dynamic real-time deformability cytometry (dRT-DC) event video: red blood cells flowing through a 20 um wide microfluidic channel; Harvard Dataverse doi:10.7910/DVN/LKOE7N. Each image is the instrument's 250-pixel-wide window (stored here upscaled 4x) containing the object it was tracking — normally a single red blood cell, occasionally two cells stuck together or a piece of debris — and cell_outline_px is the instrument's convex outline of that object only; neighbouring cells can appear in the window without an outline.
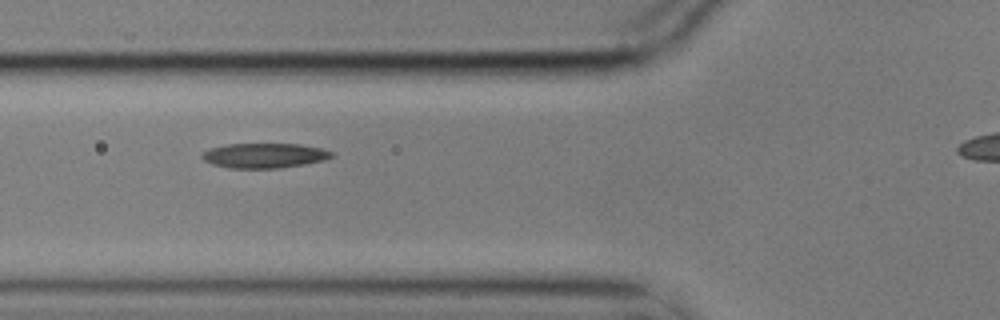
{"species": "common noctule bat (a hibernating species)", "species_latin": "Nyctalus noctula", "temperature_condition": "cold", "stored_images_in_passage": 7, "segment_of_instrument_passage": [1, 2], "camera_frame_rate_fps": 3000, "um_per_image_px": 0.085, "animal": {"sex": "male", "body_mass_g": 17.9}, "frame": {"image": 1, "passage_image": 5, "time_ms": 1.333, "image_size_px": [1000, 320], "cell_outline_px": [[332, 156], [324, 160], [304, 164], [280, 168], [228, 168], [212, 164], [204, 160], [200, 156], [204, 152], [212, 148], [228, 144], [300, 144], [320, 148], [332, 152]], "centroid_in_image_um": [22.45, 13.22], "position_along_channel_um": 103.3, "area_um2": 18.55}}
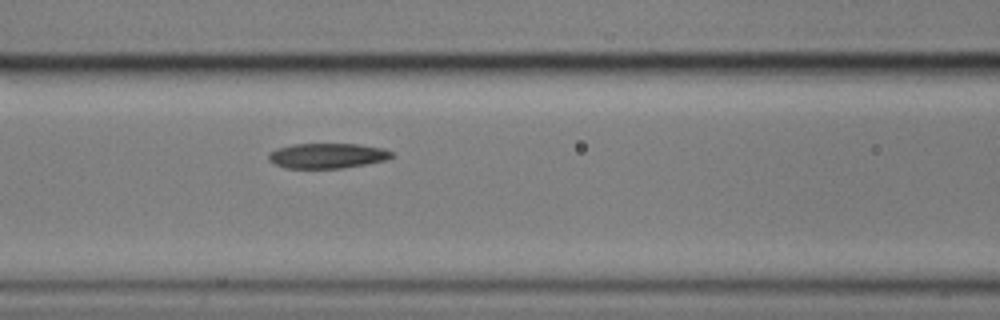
{"frame": {"image": 2, "passage_image": 6, "time_ms": 1.667, "image_size_px": [1000, 320], "cell_outline_px": [[392, 156], [384, 160], [364, 164], [340, 168], [284, 168], [268, 160], [268, 152], [276, 148], [292, 144], [356, 144], [384, 148], [392, 152]], "centroid_in_image_um": [27.75, 13.23], "position_along_channel_um": 138.8, "area_um2": 17.92}}